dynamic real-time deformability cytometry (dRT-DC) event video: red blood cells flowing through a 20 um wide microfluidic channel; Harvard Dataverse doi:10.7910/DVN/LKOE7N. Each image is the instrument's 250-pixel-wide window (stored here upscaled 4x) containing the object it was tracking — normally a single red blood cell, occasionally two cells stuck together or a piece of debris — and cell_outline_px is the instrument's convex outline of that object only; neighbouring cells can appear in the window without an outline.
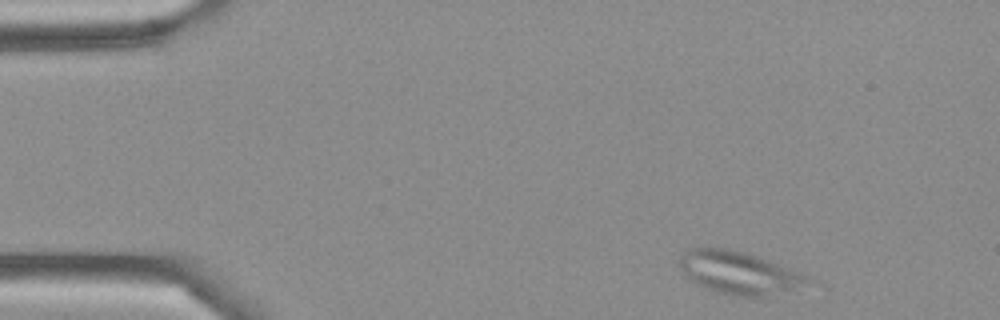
{"species": "Egyptian fruit bat (a non-hibernating species)", "species_latin": "Rousettus aegyptiacus", "temperature_condition": "cold", "stored_images_in_passage": 45, "camera_frame_rate_fps": 3000, "um_per_image_px": 0.085, "frame": {"image": 1, "passage_image": 1, "time_ms": 0.0, "image_size_px": [1000, 320], "cell_outline_px": [[820, 284], [796, 292], [764, 296], [736, 296], [716, 292], [704, 288], [696, 284], [684, 276], [680, 268], [680, 256], [688, 248], [724, 248], [744, 252], [768, 260], [812, 276], [820, 280]], "centroid_in_image_um": [63.01, 23.23], "position_along_channel_um": 22.0, "area_um2": 33.23}}
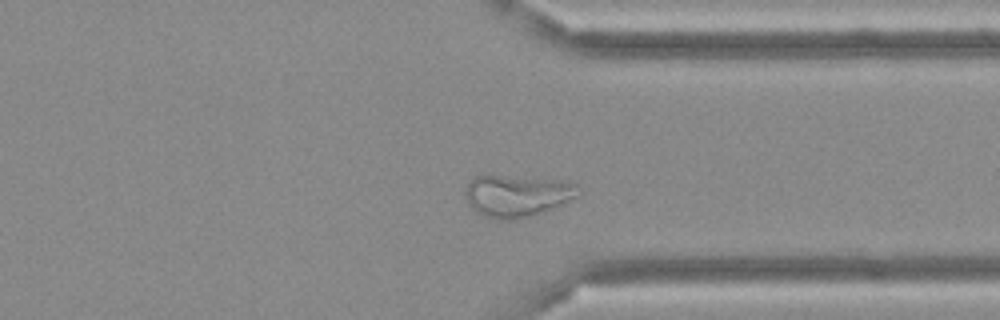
{"frame": {"image": 2, "passage_image": 33, "time_ms": 10.667, "image_size_px": [1000, 320], "cell_outline_px": [[580, 192], [576, 196], [552, 208], [528, 216], [508, 220], [500, 220], [484, 216], [476, 212], [468, 204], [464, 196], [464, 192], [468, 184], [476, 176], [500, 176], [572, 180], [576, 184]], "centroid_in_image_um": [43.94, 16.63], "position_along_channel_um": 367.5, "area_um2": 27.34}}
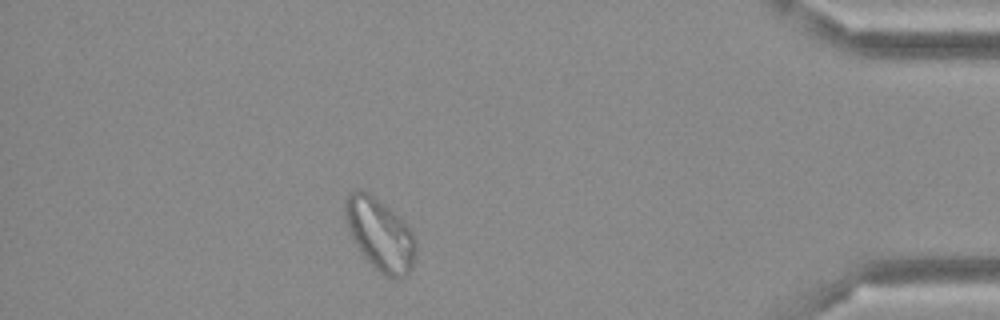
{"frame": {"image": 3, "passage_image": 39, "time_ms": 12.667, "image_size_px": [1000, 320], "cell_outline_px": [[416, 256], [412, 268], [404, 276], [396, 280], [384, 276], [356, 248], [348, 228], [344, 216], [344, 200], [352, 192], [360, 188], [364, 188], [404, 220], [412, 232], [416, 240]], "centroid_in_image_um": [32.3, 19.92], "position_along_channel_um": 402.9, "area_um2": 30.06}}